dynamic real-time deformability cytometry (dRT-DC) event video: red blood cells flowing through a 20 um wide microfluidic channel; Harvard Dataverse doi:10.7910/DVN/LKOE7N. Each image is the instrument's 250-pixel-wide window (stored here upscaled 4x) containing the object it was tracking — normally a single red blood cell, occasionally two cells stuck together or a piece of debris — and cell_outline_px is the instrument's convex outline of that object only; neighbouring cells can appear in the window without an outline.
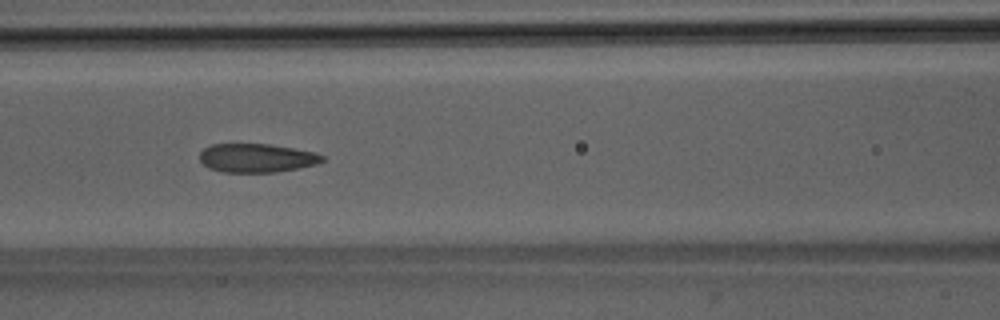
{"species": "Egyptian fruit bat (a non-hibernating species)", "species_latin": "Rousettus aegyptiacus", "temperature_condition": "room temperature", "stored_images_in_passage": 9, "camera_frame_rate_fps": 3000, "um_per_image_px": 0.085, "animal": {"sex": "male"}, "frame": {"image": 1, "passage_image": 6, "time_ms": 5.667, "image_size_px": [1000, 320], "cell_outline_px": [[324, 160], [316, 164], [300, 168], [276, 172], [224, 172], [208, 168], [200, 160], [200, 152], [204, 148], [212, 144], [268, 144], [316, 152], [324, 156]], "centroid_in_image_um": [21.82, 13.43], "position_along_channel_um": 144.8, "area_um2": 20.52}}